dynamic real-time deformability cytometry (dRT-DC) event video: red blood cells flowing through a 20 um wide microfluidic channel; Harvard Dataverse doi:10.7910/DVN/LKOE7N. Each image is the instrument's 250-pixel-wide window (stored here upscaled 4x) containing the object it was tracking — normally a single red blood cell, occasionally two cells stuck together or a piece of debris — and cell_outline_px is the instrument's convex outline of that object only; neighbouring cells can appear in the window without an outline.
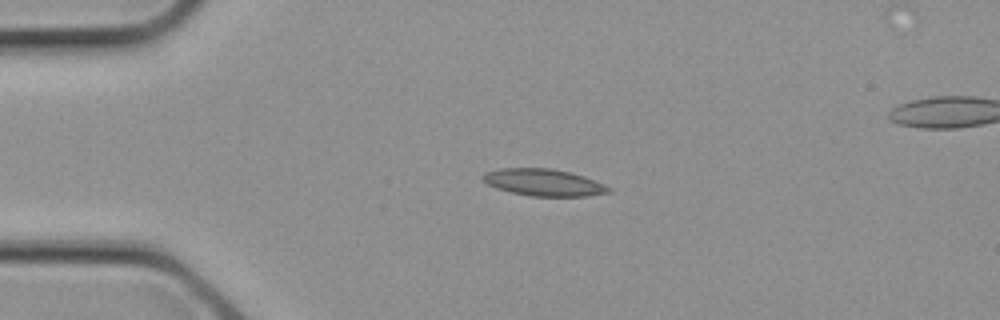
{"species": "common noctule bat (a hibernating species)", "species_latin": "Nyctalus noctula", "temperature_condition": "cold", "stored_images_in_passage": 3, "camera_frame_rate_fps": 3000, "um_per_image_px": 0.085, "animal": {"sex": "female", "body_mass_g": 21.9}, "frame": {"image": 1, "passage_image": 1, "time_ms": 0.0, "image_size_px": [1000, 320], "cell_outline_px": [[612, 192], [588, 196], [528, 196], [496, 188], [488, 184], [480, 176], [484, 172], [500, 168], [552, 168], [572, 172], [584, 176], [604, 184], [612, 188]], "centroid_in_image_um": [46.23, 15.5], "position_along_channel_um": 38.8, "area_um2": 19.94}}